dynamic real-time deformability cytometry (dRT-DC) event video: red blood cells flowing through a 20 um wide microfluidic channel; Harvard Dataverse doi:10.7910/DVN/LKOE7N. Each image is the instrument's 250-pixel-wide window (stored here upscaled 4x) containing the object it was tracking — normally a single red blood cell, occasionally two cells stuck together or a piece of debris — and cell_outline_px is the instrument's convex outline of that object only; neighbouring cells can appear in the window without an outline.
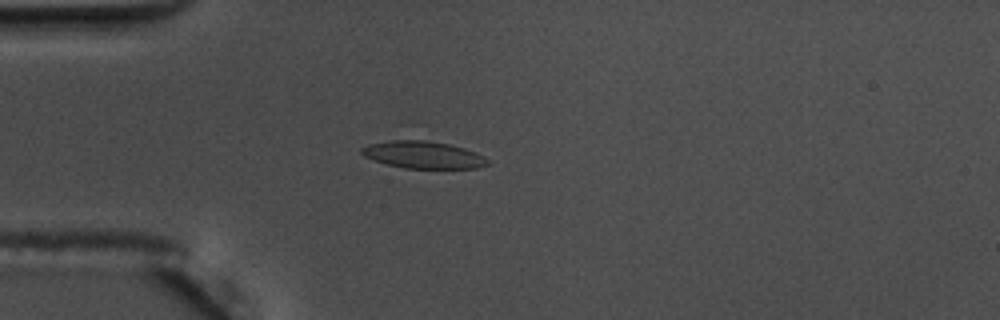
{"species": "common noctule bat (a hibernating species)", "species_latin": "Nyctalus noctula", "temperature_condition": "warm", "stored_images_in_passage": 42, "camera_frame_rate_fps": 3000, "um_per_image_px": 0.085, "animal": {"sex": "male", "body_mass_g": 17.5, "forearm_length_mm": 52.3}, "frame": {"image": 1, "passage_image": 1, "time_ms": 0.0, "image_size_px": [1000, 320], "cell_outline_px": [[488, 164], [476, 168], [404, 168], [388, 164], [364, 156], [360, 152], [360, 148], [368, 144], [412, 124], [476, 152], [484, 156], [488, 160]], "centroid_in_image_um": [35.84, 12.83], "position_along_channel_um": 49.2, "area_um2": 24.85}}
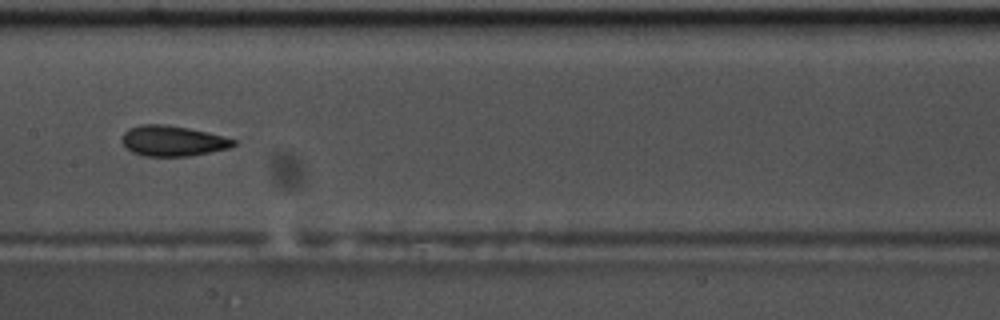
{"frame": {"image": 2, "passage_image": 14, "time_ms": 4.333, "image_size_px": [1000, 320], "cell_outline_px": [[236, 144], [228, 148], [188, 156], [144, 156], [132, 152], [120, 140], [124, 132], [128, 128], [140, 124], [164, 124], [188, 128], [208, 132], [236, 140]], "centroid_in_image_um": [14.64, 11.96], "position_along_channel_um": 192.8, "area_um2": 19.71}}
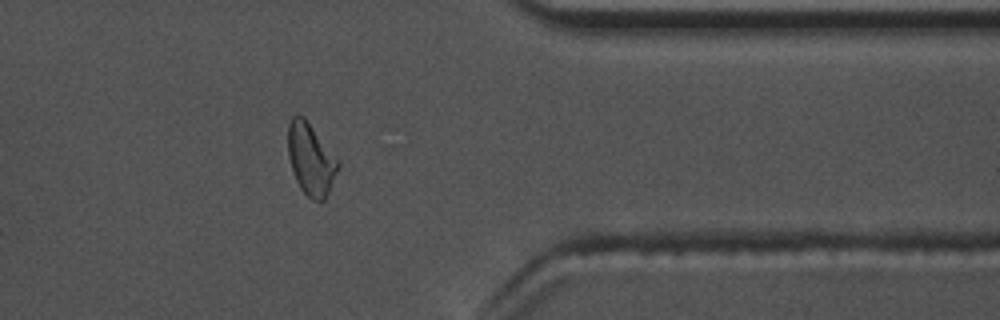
{"frame": {"image": 3, "passage_image": 31, "time_ms": 10.0, "image_size_px": [1000, 320], "cell_outline_px": [[340, 168], [324, 200], [312, 200], [300, 188], [296, 180], [288, 156], [288, 124], [292, 116], [304, 116], [340, 164]], "centroid_in_image_um": [26.41, 13.54], "position_along_channel_um": 385.0, "area_um2": 20.52}, "authors_computed_cell_mechanics": {"area_um2": 19.7387, "velocity_mm_per_s": 3.6305, "shape_relaxation_time_tau1_ms": 6.2615, "shape_relaxation_time_tau2_ms": 2.0518, "deformation_change_tau1": 0.1483, "deformation_change_tau2": 0.0867}}